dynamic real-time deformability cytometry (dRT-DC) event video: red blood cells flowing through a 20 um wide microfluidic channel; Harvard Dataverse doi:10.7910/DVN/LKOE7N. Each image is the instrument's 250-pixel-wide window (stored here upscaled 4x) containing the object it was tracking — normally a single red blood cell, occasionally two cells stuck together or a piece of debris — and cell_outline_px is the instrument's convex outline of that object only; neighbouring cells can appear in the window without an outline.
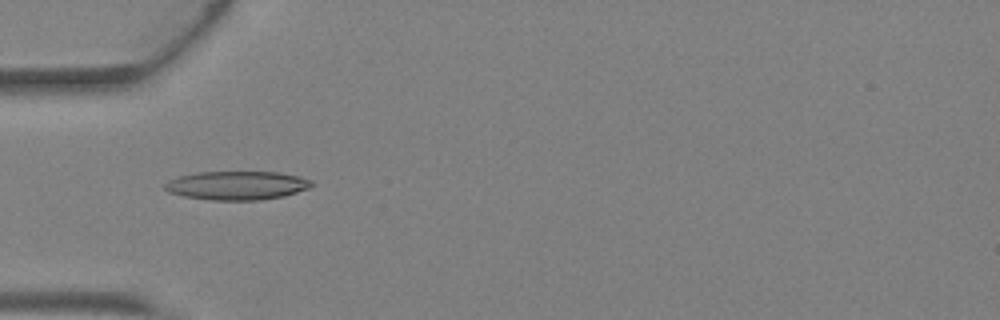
{"species": "Egyptian fruit bat (a non-hibernating species)", "species_latin": "Rousettus aegyptiacus", "temperature_condition": "warm", "stored_images_in_passage": 3, "camera_frame_rate_fps": 3000, "um_per_image_px": 0.085, "animal": {"sex": "female"}, "frame": {"image": 1, "passage_image": 2, "time_ms": 0.333, "image_size_px": [1000, 320], "cell_outline_px": [[312, 184], [308, 188], [284, 196], [260, 200], [208, 200], [184, 196], [168, 192], [164, 188], [164, 184], [168, 180], [180, 176], [196, 172], [276, 172], [300, 176], [312, 180]], "centroid_in_image_um": [20.12, 15.76], "position_along_channel_um": 64.9, "area_um2": 24.57}}
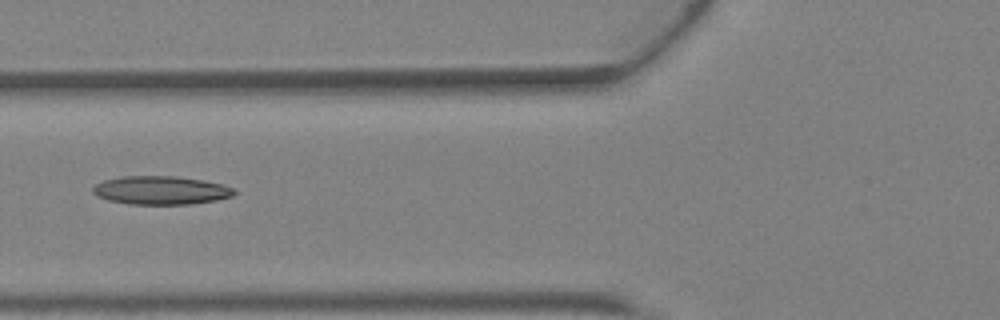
{"frame": {"image": 2, "passage_image": 3, "time_ms": 0.667, "image_size_px": [1000, 320], "cell_outline_px": [[236, 192], [232, 196], [216, 200], [188, 204], [128, 204], [108, 200], [96, 196], [92, 192], [92, 188], [96, 184], [104, 180], [120, 176], [176, 176], [204, 180], [220, 184], [232, 188]], "centroid_in_image_um": [13.63, 16.17], "position_along_channel_um": 112.2, "area_um2": 23.41}}